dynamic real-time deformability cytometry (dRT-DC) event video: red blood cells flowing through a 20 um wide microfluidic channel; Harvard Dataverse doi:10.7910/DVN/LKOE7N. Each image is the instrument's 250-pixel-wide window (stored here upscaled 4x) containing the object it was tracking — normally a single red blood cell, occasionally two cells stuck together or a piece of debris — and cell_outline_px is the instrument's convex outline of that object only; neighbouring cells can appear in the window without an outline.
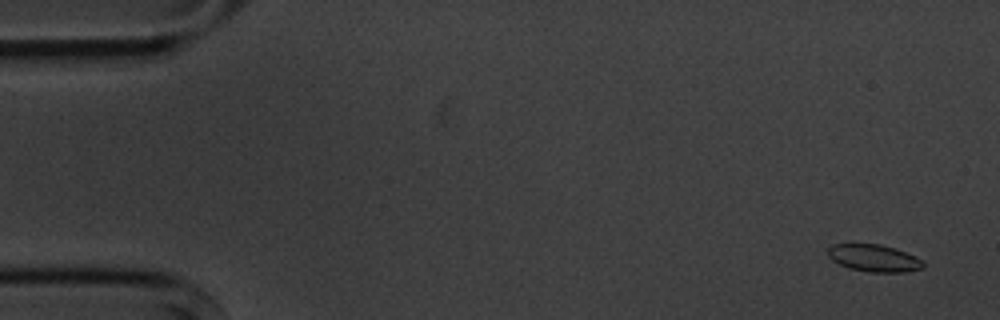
{"species": "common noctule bat (a hibernating species)", "species_latin": "Nyctalus noctula", "temperature_condition": "cold", "stored_images_in_passage": 4, "camera_frame_rate_fps": 3000, "um_per_image_px": 0.085, "animal": {"sex": "male", "body_mass_g": 20.1, "forearm_length_mm": 53.5}, "frame": {"image": 1, "passage_image": 1, "time_ms": 0.0, "image_size_px": [1000, 320], "cell_outline_px": [[924, 268], [904, 272], [868, 272], [848, 268], [832, 260], [828, 256], [828, 248], [832, 244], [880, 244], [904, 252], [920, 260], [924, 264]], "centroid_in_image_um": [74.24, 21.95], "position_along_channel_um": 10.8, "area_um2": 14.85}}